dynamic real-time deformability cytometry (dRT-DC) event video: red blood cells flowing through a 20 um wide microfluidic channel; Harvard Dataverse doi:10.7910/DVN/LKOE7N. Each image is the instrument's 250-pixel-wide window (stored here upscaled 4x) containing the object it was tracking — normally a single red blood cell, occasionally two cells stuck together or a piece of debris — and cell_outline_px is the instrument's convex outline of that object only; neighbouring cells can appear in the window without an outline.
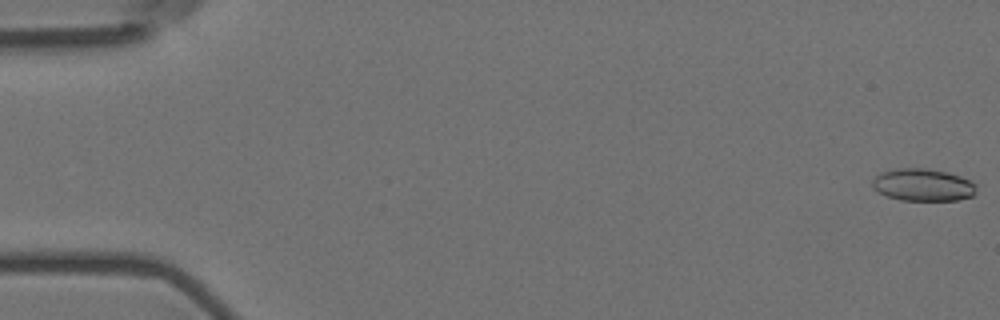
{"species": "Egyptian fruit bat (a non-hibernating species)", "species_latin": "Rousettus aegyptiacus", "temperature_condition": "room temperature", "stored_images_in_passage": 57, "camera_frame_rate_fps": 3000, "um_per_image_px": 0.085, "animal": {"sex": "female"}, "frame": {"image": 1, "passage_image": 1, "time_ms": 0.0, "image_size_px": [1000, 320], "cell_outline_px": [[976, 192], [972, 196], [956, 200], [900, 200], [888, 196], [872, 188], [872, 180], [880, 172], [896, 168], [928, 168], [948, 172], [960, 176], [976, 184]], "centroid_in_image_um": [78.44, 15.7], "position_along_channel_um": 6.6, "area_um2": 19.65}}
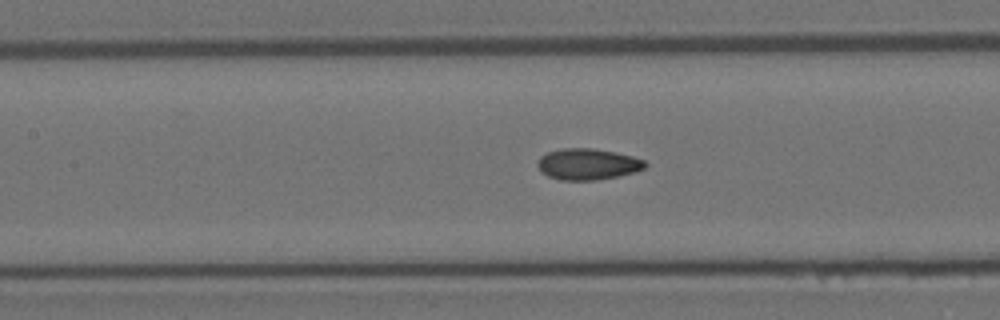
{"frame": {"image": 2, "passage_image": 26, "time_ms": 8.333, "image_size_px": [1000, 320], "cell_outline_px": [[648, 164], [644, 168], [636, 172], [596, 180], [560, 180], [548, 176], [540, 172], [536, 164], [540, 156], [548, 152], [564, 148], [592, 148], [616, 152], [632, 156], [644, 160]], "centroid_in_image_um": [49.94, 13.95], "position_along_channel_um": 157.5, "area_um2": 19.65}}
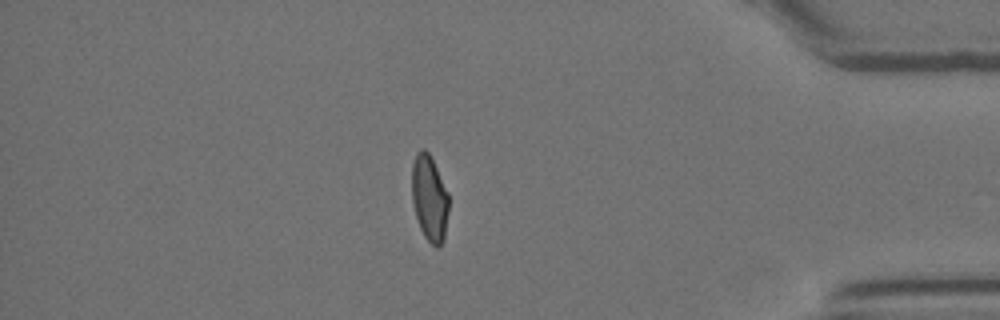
{"frame": {"image": 3, "passage_image": 49, "time_ms": 16.0, "image_size_px": [1000, 320], "cell_outline_px": [[448, 212], [444, 240], [436, 248], [424, 236], [420, 228], [416, 216], [412, 200], [412, 164], [416, 152], [420, 148], [424, 148], [428, 152], [448, 192]], "centroid_in_image_um": [36.49, 16.83], "position_along_channel_um": 398.7, "area_um2": 18.38}, "authors_computed_cell_mechanics": {"area_um2": 19.1318, "velocity_mm_per_s": 3.6121, "shape_relaxation_time_tau1_ms": null, "shape_relaxation_time_tau2_ms": 1.7624, "deformation_change_tau1": null, "deformation_change_tau2": 0.0635}}